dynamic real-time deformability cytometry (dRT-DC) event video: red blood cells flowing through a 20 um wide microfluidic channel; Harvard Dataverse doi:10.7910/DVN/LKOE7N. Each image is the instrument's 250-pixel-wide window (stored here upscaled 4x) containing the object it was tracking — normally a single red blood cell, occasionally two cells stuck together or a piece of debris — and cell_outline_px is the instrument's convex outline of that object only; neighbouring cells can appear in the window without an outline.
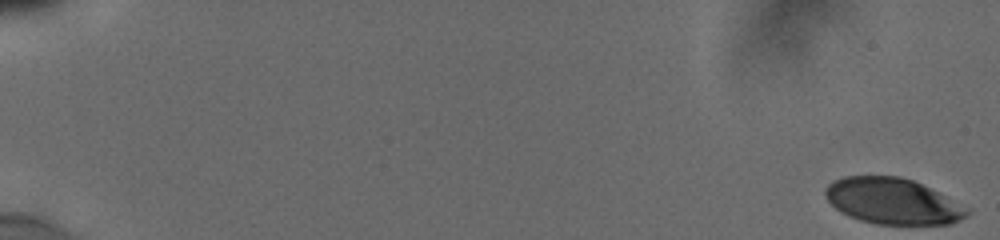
{"species": "human", "species_latin": "Homo sapiens", "temperature_condition": "cold", "stored_images_in_passage": 20, "camera_frame_rate_fps": 3000, "um_per_image_px": 0.085, "donor": {"sex": "male"}, "frame": {"image": 1, "passage_image": 1, "time_ms": 0.0, "image_size_px": [1000, 240], "cell_outline_px": [[972, 212], [968, 216], [952, 224], [876, 224], [860, 220], [848, 216], [840, 212], [824, 196], [824, 188], [832, 180], [844, 176], [900, 176], [912, 180], [968, 208]], "centroid_in_image_um": [75.83, 17.1], "position_along_channel_um": 9.2, "area_um2": 37.86}}
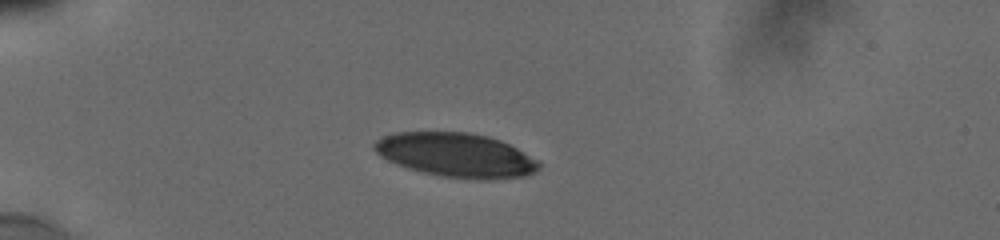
{"frame": {"image": 2, "passage_image": 17, "time_ms": 5.333, "image_size_px": [1000, 240], "cell_outline_px": [[540, 168], [536, 172], [528, 176], [492, 180], [476, 180], [440, 176], [408, 168], [396, 164], [380, 156], [372, 148], [372, 144], [376, 140], [384, 136], [396, 132], [468, 132], [488, 136], [500, 140], [540, 160]], "centroid_in_image_um": [38.8, 13.19], "position_along_channel_um": 46.2, "area_um2": 42.77}}